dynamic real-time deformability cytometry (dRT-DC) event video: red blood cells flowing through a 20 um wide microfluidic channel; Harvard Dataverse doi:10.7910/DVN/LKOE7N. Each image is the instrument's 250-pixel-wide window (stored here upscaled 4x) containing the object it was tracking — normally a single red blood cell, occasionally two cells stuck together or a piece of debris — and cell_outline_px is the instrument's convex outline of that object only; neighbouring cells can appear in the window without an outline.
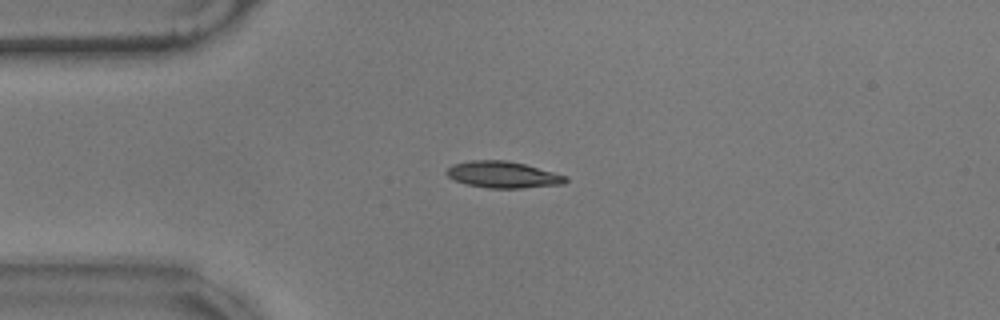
{"species": "common noctule bat (a hibernating species)", "species_latin": "Nyctalus noctula", "temperature_condition": "warm", "stored_images_in_passage": 44, "camera_frame_rate_fps": 3000, "um_per_image_px": 0.085, "animal": {"sex": "male", "body_mass_g": 17.9}, "frame": {"image": 1, "passage_image": 1, "time_ms": 0.0, "image_size_px": [1000, 320], "cell_outline_px": [[568, 180], [564, 184], [524, 188], [488, 188], [464, 184], [452, 180], [444, 172], [452, 164], [472, 160], [508, 160], [524, 164], [568, 176]], "centroid_in_image_um": [42.73, 14.85], "position_along_channel_um": 42.3, "area_um2": 18.61}}
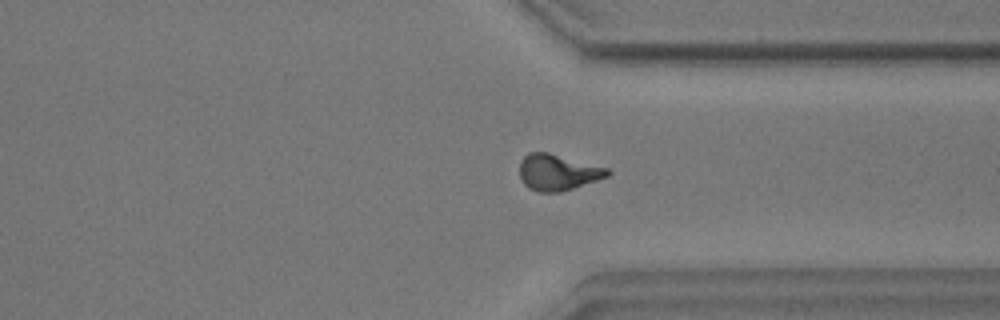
{"frame": {"image": 2, "passage_image": 30, "time_ms": 9.667, "image_size_px": [1000, 320], "cell_outline_px": [[612, 172], [608, 176], [560, 192], [540, 192], [528, 188], [524, 184], [520, 176], [520, 160], [528, 152], [548, 152], [608, 168]], "centroid_in_image_um": [47.39, 14.63], "position_along_channel_um": 364.0, "area_um2": 18.38}}
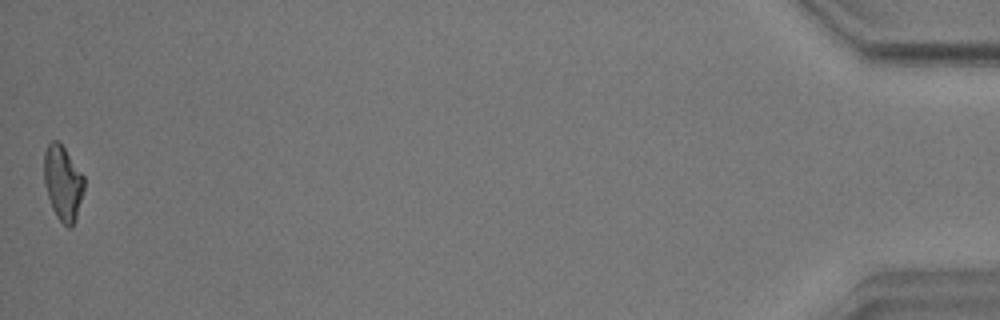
{"frame": {"image": 3, "passage_image": 44, "time_ms": 14.333, "image_size_px": [1000, 320], "cell_outline_px": [[84, 188], [76, 220], [68, 228], [56, 216], [52, 208], [44, 184], [44, 152], [48, 144], [52, 140], [60, 140], [84, 176]], "centroid_in_image_um": [5.34, 15.51], "position_along_channel_um": 429.9, "area_um2": 17.57}, "authors_computed_cell_mechanics": {"area_um2": 18.0047, "velocity_mm_per_s": 3.5255, "shape_relaxation_time_tau1_ms": 5.6116, "shape_relaxation_time_tau2_ms": 2.9964, "deformation_change_tau1": 0.1946, "deformation_change_tau2": 0.0895}}